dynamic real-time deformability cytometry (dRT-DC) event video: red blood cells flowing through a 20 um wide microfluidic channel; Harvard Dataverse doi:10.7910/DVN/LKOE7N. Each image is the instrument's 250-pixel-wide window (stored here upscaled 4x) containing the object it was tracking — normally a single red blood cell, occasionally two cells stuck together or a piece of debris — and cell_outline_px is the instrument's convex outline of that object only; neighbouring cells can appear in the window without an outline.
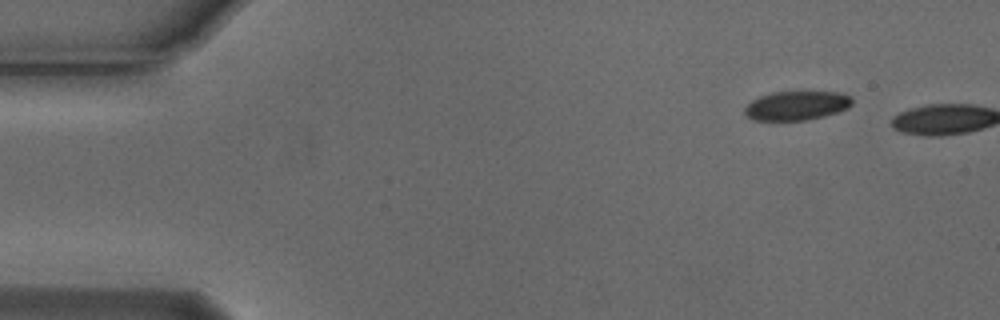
{"species": "Egyptian fruit bat (a non-hibernating species)", "species_latin": "Rousettus aegyptiacus", "temperature_condition": "cold", "stored_images_in_passage": 2, "camera_frame_rate_fps": 3000, "um_per_image_px": 0.085, "animal": {"sex": "male"}, "frame": {"image": 1, "passage_image": 2, "time_ms": 0.333, "image_size_px": [1000, 320], "cell_outline_px": [[852, 104], [848, 108], [824, 116], [804, 120], [752, 120], [744, 116], [744, 108], [752, 100], [760, 96], [772, 92], [804, 88], [840, 92], [852, 96]], "centroid_in_image_um": [67.73, 8.91], "position_along_channel_um": 17.3, "area_um2": 19.25}}